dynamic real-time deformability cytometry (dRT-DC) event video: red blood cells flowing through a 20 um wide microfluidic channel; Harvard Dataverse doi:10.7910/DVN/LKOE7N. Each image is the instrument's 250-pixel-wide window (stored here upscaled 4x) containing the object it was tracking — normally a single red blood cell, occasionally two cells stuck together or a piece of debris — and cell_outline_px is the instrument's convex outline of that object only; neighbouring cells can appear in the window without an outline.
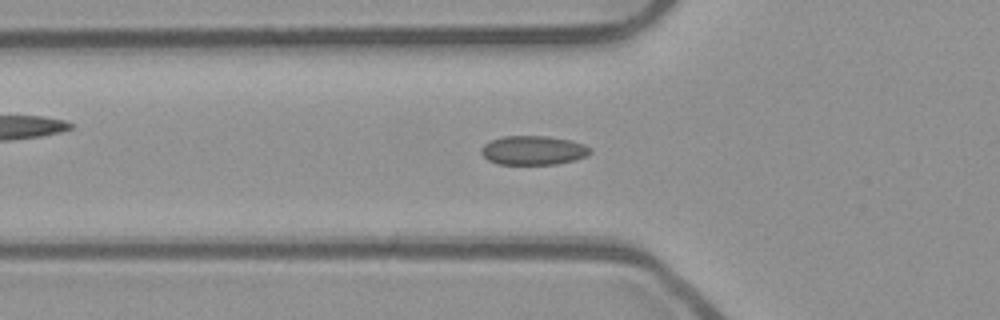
{"species": "common noctule bat (a hibernating species)", "species_latin": "Nyctalus noctula", "temperature_condition": "room temperature", "stored_images_in_passage": 53, "camera_frame_rate_fps": 3000, "um_per_image_px": 0.085, "animal": {"sex": "male", "body_mass_g": 23.1, "forearm_length_mm": 52.7}, "frame": {"image": 1, "passage_image": 19, "time_ms": 6.0, "image_size_px": [1000, 320], "cell_outline_px": [[592, 152], [588, 156], [576, 160], [556, 164], [496, 164], [488, 160], [480, 152], [480, 148], [484, 144], [492, 140], [504, 136], [548, 136], [572, 140], [584, 144], [592, 148]], "centroid_in_image_um": [45.37, 12.78], "position_along_channel_um": 80.4, "area_um2": 18.73}}
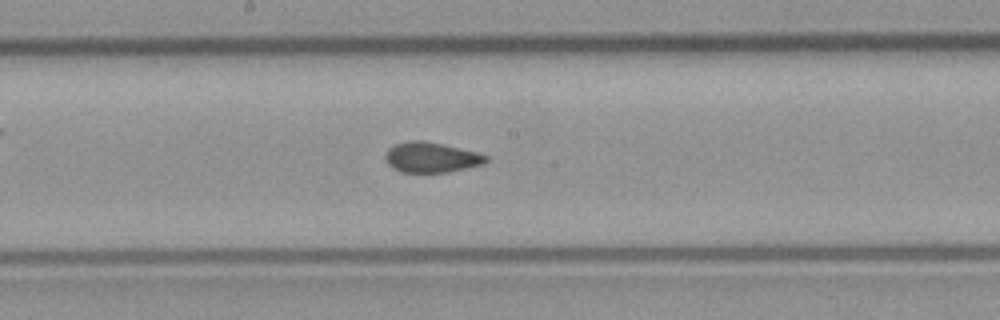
{"frame": {"image": 2, "passage_image": 29, "time_ms": 9.333, "image_size_px": [1000, 320], "cell_outline_px": [[488, 160], [484, 164], [448, 172], [400, 172], [392, 168], [388, 164], [384, 156], [388, 148], [396, 144], [408, 140], [424, 140], [476, 152], [488, 156]], "centroid_in_image_um": [36.63, 13.37], "position_along_channel_um": 211.6, "area_um2": 17.74}}
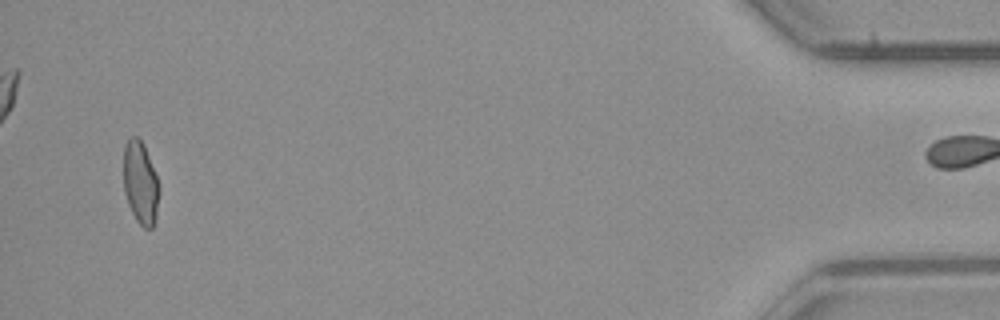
{"frame": {"image": 3, "passage_image": 52, "time_ms": 17.0, "image_size_px": [1000, 320], "cell_outline_px": [[160, 192], [156, 216], [152, 228], [144, 228], [136, 220], [128, 204], [124, 192], [124, 148], [128, 140], [132, 136], [136, 136], [144, 144], [156, 176], [160, 188]], "centroid_in_image_um": [11.95, 15.56], "position_along_channel_um": 423.3, "area_um2": 17.11}, "authors_computed_cell_mechanics": {"area_um2": 18.207, "velocity_mm_per_s": 3.8903, "shape_relaxation_time_tau1_ms": null, "shape_relaxation_time_tau2_ms": 1.4234, "deformation_change_tau1": null, "deformation_change_tau2": 0.0562}}